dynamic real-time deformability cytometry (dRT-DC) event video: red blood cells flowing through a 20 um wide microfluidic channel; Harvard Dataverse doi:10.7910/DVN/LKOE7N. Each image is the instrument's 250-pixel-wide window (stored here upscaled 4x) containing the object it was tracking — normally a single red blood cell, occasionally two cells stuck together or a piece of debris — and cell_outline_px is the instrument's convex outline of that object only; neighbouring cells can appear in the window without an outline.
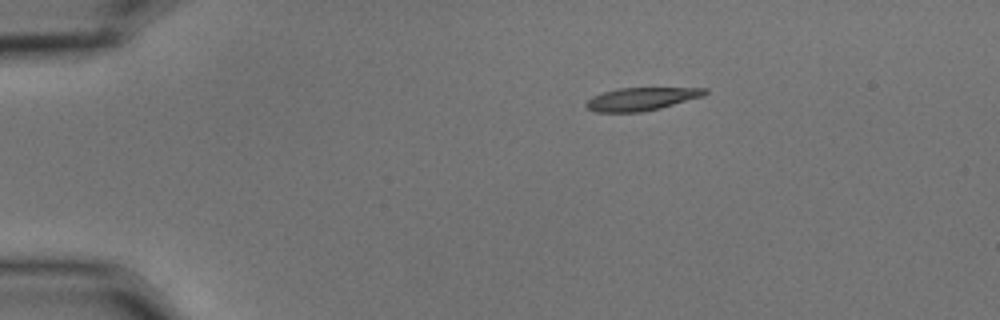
{"species": "common noctule bat (a hibernating species)", "species_latin": "Nyctalus noctula", "temperature_condition": "cold", "stored_images_in_passage": 47, "camera_frame_rate_fps": 3000, "um_per_image_px": 0.085, "animal": {"sex": "male", "body_mass_g": 15.6}, "frame": {"image": 1, "passage_image": 1, "time_ms": 0.0, "image_size_px": [1000, 320], "cell_outline_px": [[708, 92], [704, 96], [660, 108], [640, 112], [596, 112], [588, 108], [584, 104], [592, 96], [616, 88], [708, 88]], "centroid_in_image_um": [54.52, 8.41], "position_along_channel_um": 30.5, "area_um2": 15.84}}
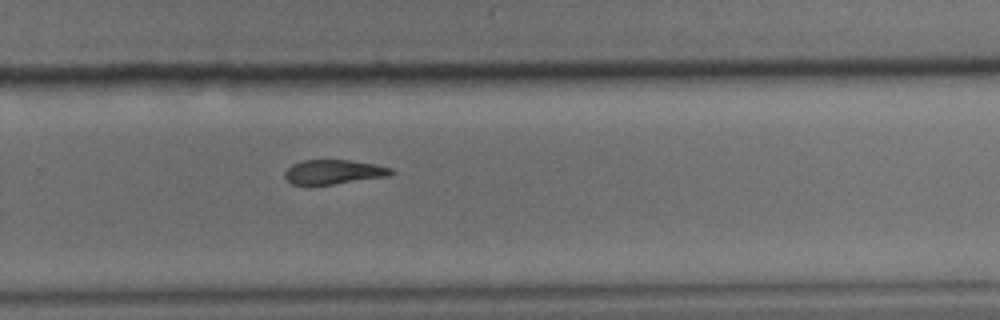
{"frame": {"image": 2, "passage_image": 29, "time_ms": 9.333, "image_size_px": [1000, 320], "cell_outline_px": [[396, 172], [388, 176], [332, 184], [292, 184], [284, 176], [284, 172], [292, 164], [304, 160], [348, 160], [376, 164], [392, 168]], "centroid_in_image_um": [28.38, 14.6], "position_along_channel_um": 301.4, "area_um2": 14.97}}
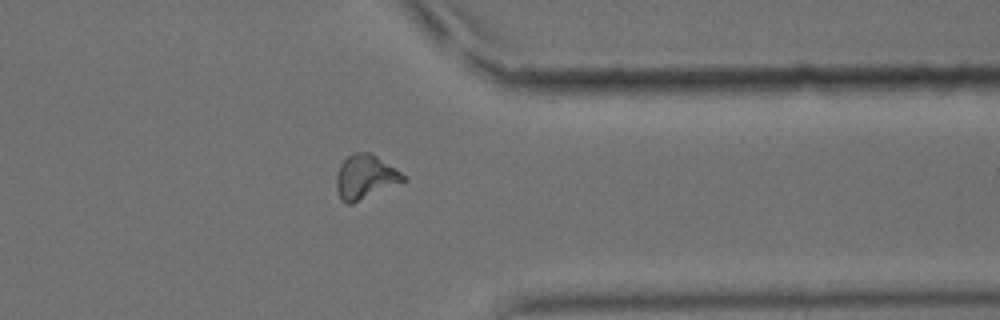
{"frame": {"image": 3, "passage_image": 36, "time_ms": 11.667, "image_size_px": [1000, 320], "cell_outline_px": [[408, 180], [352, 204], [348, 204], [340, 200], [336, 188], [336, 172], [340, 164], [352, 152], [368, 152], [376, 156], [408, 176]], "centroid_in_image_um": [31.05, 15.05], "position_along_channel_um": 380.4, "area_um2": 17.46}, "authors_computed_cell_mechanics": {"area_um2": 16.6464, "velocity_mm_per_s": 3.5625, "shape_relaxation_time_tau1_ms": 5.3846, "shape_relaxation_time_tau2_ms": null, "deformation_change_tau1": 0.1817, "deformation_change_tau2": null}}